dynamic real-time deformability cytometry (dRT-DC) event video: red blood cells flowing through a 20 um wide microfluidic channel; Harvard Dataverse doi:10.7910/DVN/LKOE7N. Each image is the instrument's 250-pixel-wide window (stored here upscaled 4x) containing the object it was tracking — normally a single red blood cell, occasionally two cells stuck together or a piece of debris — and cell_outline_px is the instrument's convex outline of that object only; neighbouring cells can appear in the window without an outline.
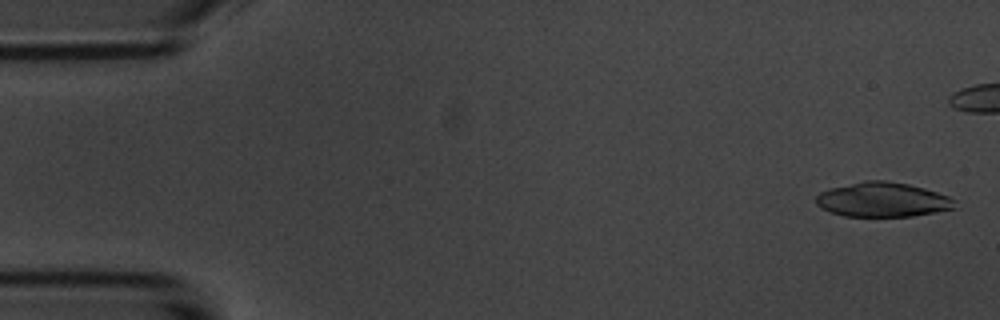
{"species": "common noctule bat (a hibernating species)", "species_latin": "Nyctalus noctula", "temperature_condition": "room temperature", "stored_images_in_passage": 6, "camera_frame_rate_fps": 3000, "um_per_image_px": 0.085, "animal": {"sex": "male", "body_mass_g": 20.1, "forearm_length_mm": 53.5}, "frame": {"image": 1, "passage_image": 1, "time_ms": 0.0, "image_size_px": [1000, 320], "cell_outline_px": [[960, 208], [912, 216], [844, 216], [828, 212], [820, 208], [816, 204], [816, 196], [820, 192], [828, 188], [864, 180], [884, 180], [908, 184], [924, 188], [948, 196], [956, 200]], "centroid_in_image_um": [75.03, 16.97], "position_along_channel_um": 10.0, "area_um2": 28.32}}
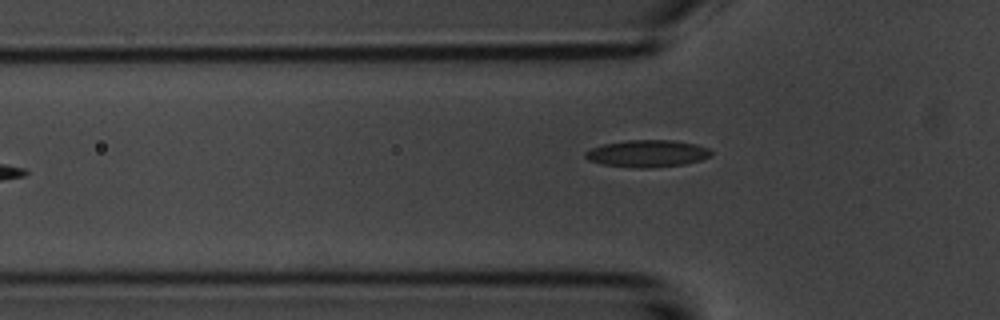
{"frame": {"image": 2, "passage_image": 6, "time_ms": 6.667, "image_size_px": [1000, 320], "cell_outline_px": [[712, 156], [700, 160], [684, 164], [652, 168], [632, 168], [600, 164], [588, 160], [584, 156], [584, 152], [592, 148], [604, 144], [628, 140], [672, 140], [696, 144], [708, 148], [712, 152]], "centroid_in_image_um": [55.01, 13.06], "position_along_channel_um": 70.8, "area_um2": 20.0}}